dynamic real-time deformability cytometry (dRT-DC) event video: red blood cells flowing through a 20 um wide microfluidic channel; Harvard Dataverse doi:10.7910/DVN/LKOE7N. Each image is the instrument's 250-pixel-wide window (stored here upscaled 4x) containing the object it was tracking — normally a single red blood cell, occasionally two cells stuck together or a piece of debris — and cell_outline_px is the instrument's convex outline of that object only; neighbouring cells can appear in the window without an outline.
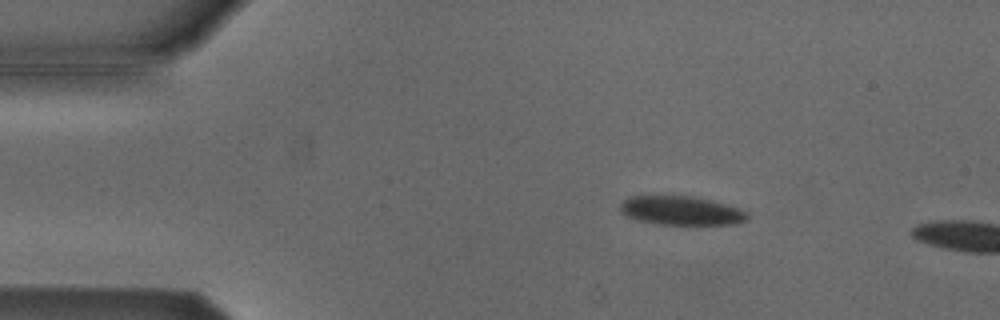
{"species": "Egyptian fruit bat (a non-hibernating species)", "species_latin": "Rousettus aegyptiacus", "temperature_condition": "cold", "stored_images_in_passage": 3, "camera_frame_rate_fps": 3000, "um_per_image_px": 0.085, "animal": {"sex": "male"}, "frame": {"image": 1, "passage_image": 2, "time_ms": 0.333, "image_size_px": [1000, 320], "cell_outline_px": [[748, 220], [736, 224], [656, 224], [624, 216], [620, 212], [620, 204], [628, 196], [692, 196], [712, 200], [740, 208], [748, 212]], "centroid_in_image_um": [57.91, 17.9], "position_along_channel_um": 27.1, "area_um2": 21.56}}